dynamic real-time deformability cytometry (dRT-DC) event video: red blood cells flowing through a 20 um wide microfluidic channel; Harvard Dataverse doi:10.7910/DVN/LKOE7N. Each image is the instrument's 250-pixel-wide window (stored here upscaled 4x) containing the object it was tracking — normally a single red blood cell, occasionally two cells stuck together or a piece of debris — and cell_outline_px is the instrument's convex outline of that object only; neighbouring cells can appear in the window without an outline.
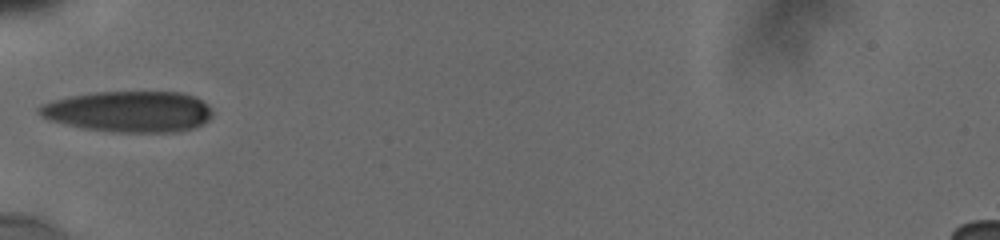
{"species": "human", "species_latin": "Homo sapiens", "temperature_condition": "cold", "stored_images_in_passage": 2, "camera_frame_rate_fps": 3000, "um_per_image_px": 0.085, "donor": {"sex": "male"}, "frame": {"image": 1, "passage_image": 1, "time_ms": 0.0, "image_size_px": [1000, 240], "cell_outline_px": [[212, 116], [208, 120], [196, 128], [176, 132], [112, 132], [80, 128], [48, 120], [40, 116], [36, 112], [36, 108], [52, 100], [72, 96], [96, 92], [184, 92], [196, 96], [208, 104], [212, 108]], "centroid_in_image_um": [10.97, 9.49], "position_along_channel_um": 74.0, "area_um2": 41.96}}